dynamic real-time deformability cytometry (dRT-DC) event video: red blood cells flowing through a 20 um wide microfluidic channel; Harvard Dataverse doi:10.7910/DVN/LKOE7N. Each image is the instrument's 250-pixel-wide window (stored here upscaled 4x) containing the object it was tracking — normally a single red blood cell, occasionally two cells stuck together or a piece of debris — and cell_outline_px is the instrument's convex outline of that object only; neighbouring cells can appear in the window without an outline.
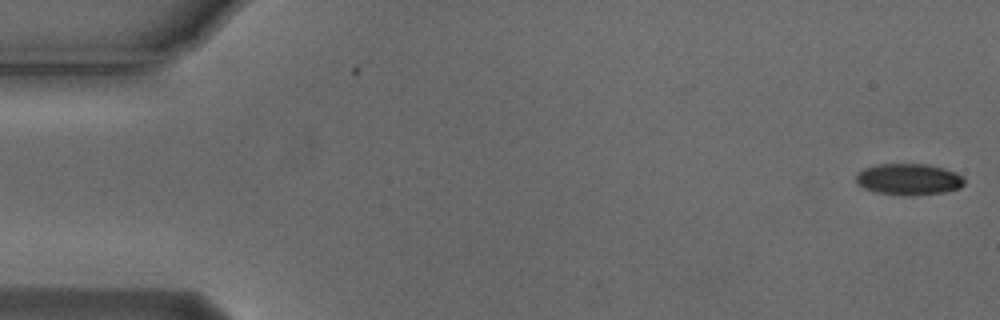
{"species": "Egyptian fruit bat (a non-hibernating species)", "species_latin": "Rousettus aegyptiacus", "temperature_condition": "cold", "stored_images_in_passage": 55, "camera_frame_rate_fps": 3000, "um_per_image_px": 0.085, "animal": {"sex": "male"}, "frame": {"image": 1, "passage_image": 1, "time_ms": 0.0, "image_size_px": [1000, 320], "cell_outline_px": [[964, 184], [960, 188], [944, 192], [904, 196], [876, 192], [864, 188], [856, 184], [856, 172], [864, 168], [876, 164], [928, 164], [944, 168], [956, 172], [964, 176]], "centroid_in_image_um": [77.23, 15.23], "position_along_channel_um": 7.8, "area_um2": 20.06}}
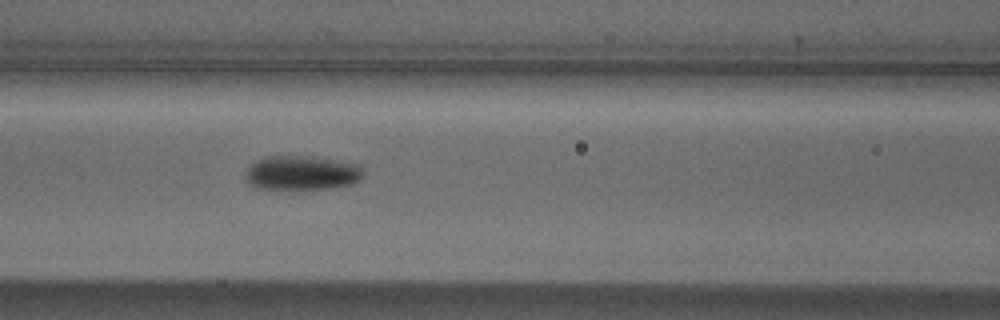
{"frame": {"image": 2, "passage_image": 23, "time_ms": 7.333, "image_size_px": [1000, 320], "cell_outline_px": [[364, 172], [360, 180], [352, 184], [328, 188], [256, 188], [248, 184], [244, 176], [244, 172], [256, 160], [264, 156], [308, 156], [336, 160], [360, 164]], "centroid_in_image_um": [25.64, 14.68], "position_along_channel_um": 141.0, "area_um2": 23.58}}
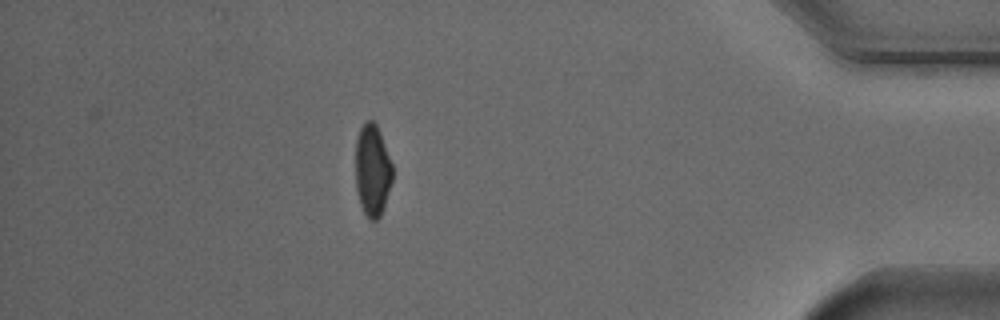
{"frame": {"image": 3, "passage_image": 48, "time_ms": 15.667, "image_size_px": [1000, 320], "cell_outline_px": [[392, 180], [384, 208], [380, 216], [376, 220], [368, 220], [360, 204], [356, 188], [356, 140], [360, 128], [368, 120], [372, 120], [376, 124], [380, 132], [392, 164]], "centroid_in_image_um": [31.65, 14.5], "position_along_channel_um": 403.5, "area_um2": 19.71}, "authors_computed_cell_mechanics": {"area_um2": 21.1548, "velocity_mm_per_s": 3.7349, "shape_relaxation_time_tau1_ms": 2.6316, "shape_relaxation_time_tau2_ms": null, "deformation_change_tau1": 0.1076, "deformation_change_tau2": null}}